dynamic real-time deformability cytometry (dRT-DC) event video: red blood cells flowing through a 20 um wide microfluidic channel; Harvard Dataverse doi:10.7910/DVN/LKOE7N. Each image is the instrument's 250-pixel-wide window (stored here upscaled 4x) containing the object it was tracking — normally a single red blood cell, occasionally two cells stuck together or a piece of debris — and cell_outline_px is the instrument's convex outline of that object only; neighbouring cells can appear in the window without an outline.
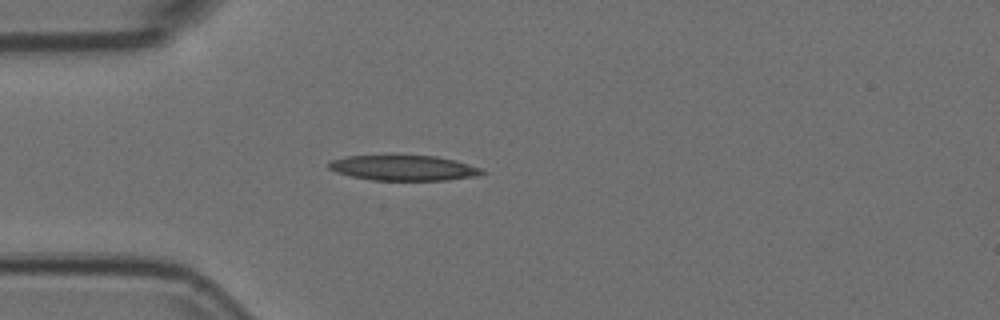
{"species": "Egyptian fruit bat (a non-hibernating species)", "species_latin": "Rousettus aegyptiacus", "temperature_condition": "room temperature", "stored_images_in_passage": 8, "camera_frame_rate_fps": 3000, "um_per_image_px": 0.085, "animal": {"sex": "female"}, "frame": {"image": 1, "passage_image": 1, "time_ms": 0.0, "image_size_px": [1000, 320], "cell_outline_px": [[488, 172], [480, 176], [448, 180], [372, 180], [352, 176], [336, 172], [328, 168], [328, 160], [348, 156], [436, 156], [456, 160], [484, 168]], "centroid_in_image_um": [34.39, 14.28], "position_along_channel_um": 50.6, "area_um2": 22.77}}
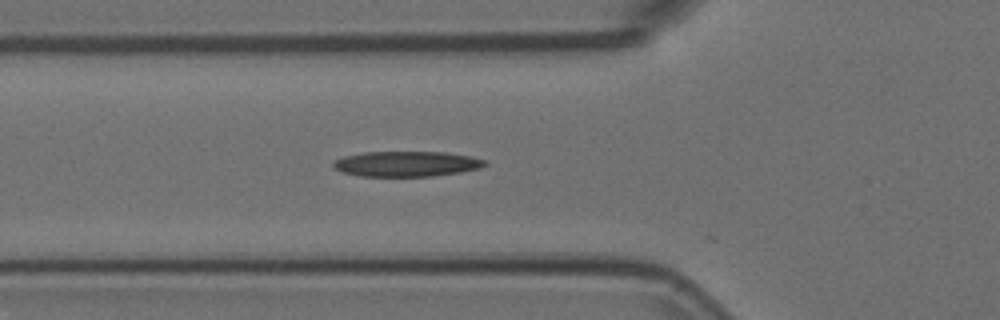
{"frame": {"image": 2, "passage_image": 5, "time_ms": 1.333, "image_size_px": [1000, 320], "cell_outline_px": [[488, 164], [480, 168], [460, 172], [432, 176], [360, 176], [340, 172], [332, 164], [336, 160], [344, 156], [364, 152], [444, 152], [468, 156], [488, 160]], "centroid_in_image_um": [34.57, 13.93], "position_along_channel_um": 91.2, "area_um2": 22.31}}